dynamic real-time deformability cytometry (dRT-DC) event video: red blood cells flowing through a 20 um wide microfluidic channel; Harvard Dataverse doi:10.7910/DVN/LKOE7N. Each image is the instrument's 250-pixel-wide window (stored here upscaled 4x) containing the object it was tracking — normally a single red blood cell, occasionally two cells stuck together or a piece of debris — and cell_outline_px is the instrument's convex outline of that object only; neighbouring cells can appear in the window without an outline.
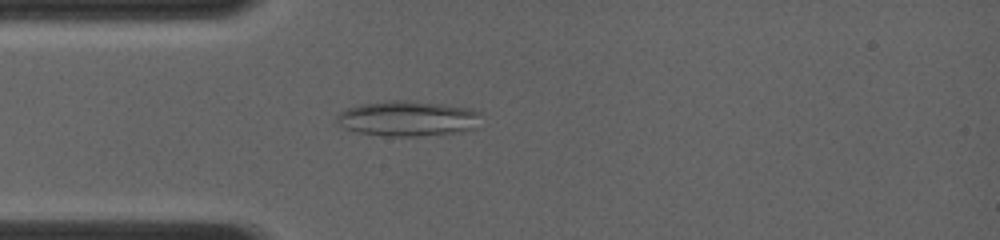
{"species": "common noctule bat (a hibernating species)", "species_latin": "Nyctalus noctula", "temperature_condition": "room temperature", "stored_images_in_passage": 65, "camera_frame_rate_fps": 4000, "um_per_image_px": 0.085, "animal": {"sex": "female", "body_mass_g": 19.0, "forearm_length_mm": 56.7}, "frame": {"image": 1, "passage_image": 17, "time_ms": 3.5, "image_size_px": [1000, 240], "cell_outline_px": [[480, 128], [460, 132], [420, 136], [384, 136], [360, 132], [344, 128], [336, 120], [336, 116], [340, 112], [348, 108], [360, 104], [388, 100], [412, 100], [444, 104], [468, 108], [480, 112]], "centroid_in_image_um": [34.72, 10.07], "position_along_channel_um": 50.3, "area_um2": 30.0}}
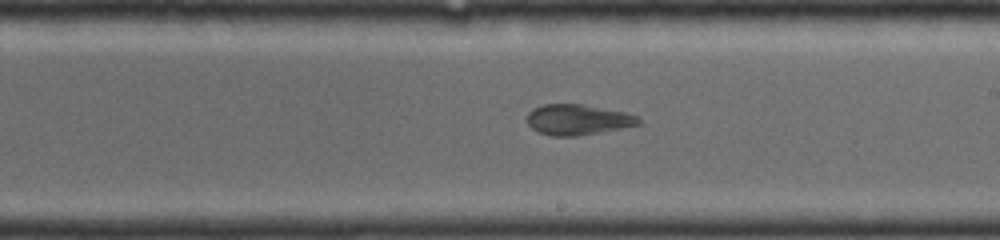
{"frame": {"image": 2, "passage_image": 38, "time_ms": 8.0, "image_size_px": [1000, 240], "cell_outline_px": [[640, 124], [620, 128], [576, 136], [552, 136], [540, 132], [532, 128], [528, 124], [528, 112], [532, 108], [544, 104], [584, 104], [624, 112], [636, 116], [640, 120]], "centroid_in_image_um": [49.07, 10.16], "position_along_channel_um": 239.9, "area_um2": 19.59}}
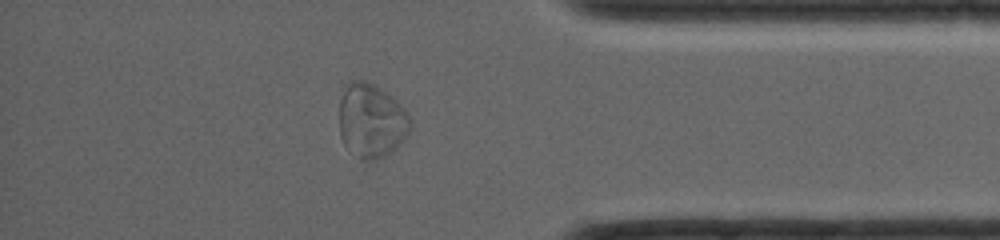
{"frame": {"image": 3, "passage_image": 57, "time_ms": 12.0, "image_size_px": [1000, 240], "cell_outline_px": [[408, 132], [396, 148], [384, 156], [372, 160], [364, 160], [344, 144], [340, 136], [340, 100], [344, 84], [352, 80], [364, 80], [380, 88], [396, 100], [408, 116]], "centroid_in_image_um": [31.52, 10.22], "position_along_channel_um": 403.7, "area_um2": 30.0}}